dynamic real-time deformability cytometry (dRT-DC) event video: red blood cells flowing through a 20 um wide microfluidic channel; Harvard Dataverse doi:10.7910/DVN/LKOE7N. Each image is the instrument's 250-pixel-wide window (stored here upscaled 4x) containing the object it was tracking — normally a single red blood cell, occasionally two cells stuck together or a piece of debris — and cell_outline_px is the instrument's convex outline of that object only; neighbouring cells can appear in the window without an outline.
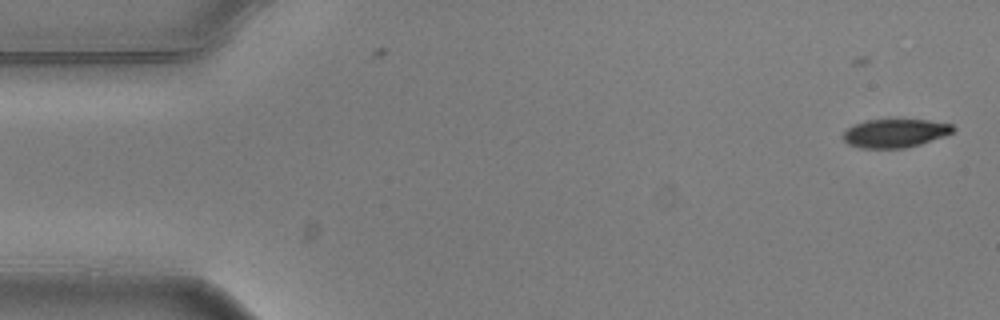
{"species": "common noctule bat (a hibernating species)", "species_latin": "Nyctalus noctula", "temperature_condition": "warm", "stored_images_in_passage": 5, "camera_frame_rate_fps": 3000, "um_per_image_px": 0.085, "animal": {"sex": "male", "body_mass_g": 20.5, "forearm_length_mm": 52.5}, "frame": {"image": 1, "passage_image": 2, "time_ms": 0.333, "image_size_px": [1000, 320], "cell_outline_px": [[956, 128], [952, 132], [944, 136], [920, 144], [904, 148], [860, 148], [848, 144], [844, 140], [844, 132], [852, 124], [868, 120], [928, 120], [952, 124]], "centroid_in_image_um": [76.08, 11.32], "position_along_channel_um": 8.9, "area_um2": 18.15}}
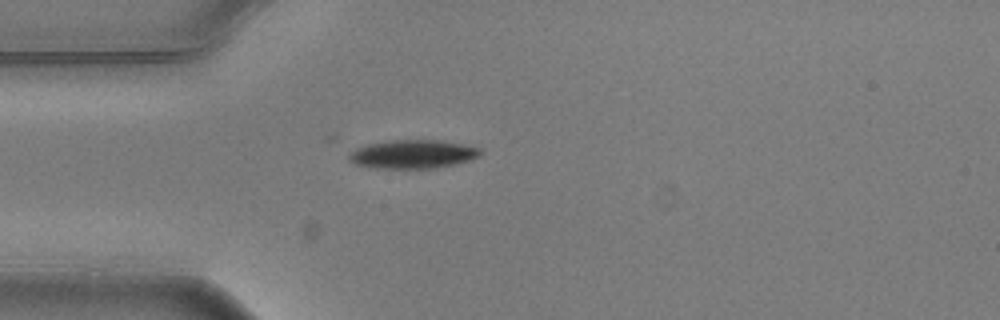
{"frame": {"image": 2, "passage_image": 5, "time_ms": 1.333, "image_size_px": [1000, 320], "cell_outline_px": [[480, 156], [472, 160], [456, 164], [436, 168], [372, 168], [356, 164], [348, 160], [348, 152], [356, 148], [368, 144], [392, 140], [444, 140], [464, 144], [480, 148]], "centroid_in_image_um": [35.1, 13.1], "position_along_channel_um": 49.9, "area_um2": 22.14}}